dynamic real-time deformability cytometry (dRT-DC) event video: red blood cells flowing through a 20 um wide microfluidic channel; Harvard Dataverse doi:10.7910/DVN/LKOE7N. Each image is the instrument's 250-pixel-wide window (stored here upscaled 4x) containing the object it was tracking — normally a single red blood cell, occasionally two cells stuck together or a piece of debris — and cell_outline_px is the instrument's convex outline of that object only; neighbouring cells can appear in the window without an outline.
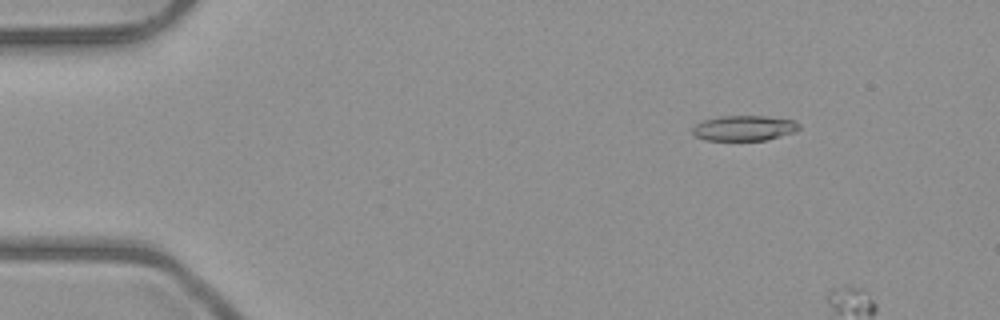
{"species": "common noctule bat (a hibernating species)", "species_latin": "Nyctalus noctula", "temperature_condition": "room temperature", "stored_images_in_passage": 3, "camera_frame_rate_fps": 3000, "um_per_image_px": 0.085, "animal": {"sex": "male", "body_mass_g": 23.1, "forearm_length_mm": 52.7}, "frame": {"image": 1, "passage_image": 2, "time_ms": 1.333, "image_size_px": [1000, 320], "cell_outline_px": [[800, 128], [796, 132], [764, 140], [704, 140], [696, 136], [692, 132], [692, 128], [696, 124], [704, 120], [720, 116], [768, 116], [792, 120], [800, 124]], "centroid_in_image_um": [63.26, 10.89], "position_along_channel_um": 21.7, "area_um2": 15.66}}